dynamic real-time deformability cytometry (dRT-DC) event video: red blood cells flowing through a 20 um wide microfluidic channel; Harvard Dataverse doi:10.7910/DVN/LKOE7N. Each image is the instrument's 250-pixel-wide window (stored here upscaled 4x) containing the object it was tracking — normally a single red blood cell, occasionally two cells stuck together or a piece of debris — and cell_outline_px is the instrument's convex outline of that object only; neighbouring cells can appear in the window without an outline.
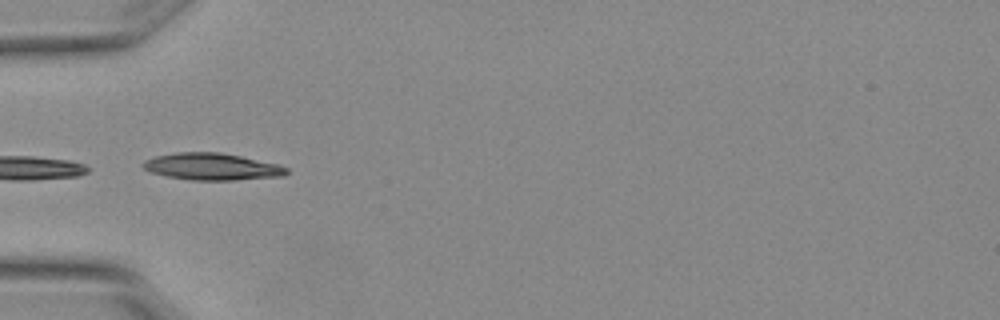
{"species": "Egyptian fruit bat (a non-hibernating species)", "species_latin": "Rousettus aegyptiacus", "temperature_condition": "warm", "stored_images_in_passage": 7, "camera_frame_rate_fps": 3000, "um_per_image_px": 0.085, "animal": {"sex": "female"}, "frame": {"image": 1, "passage_image": 5, "time_ms": 1.333, "image_size_px": [1000, 320], "cell_outline_px": [[288, 172], [284, 176], [236, 180], [192, 180], [168, 176], [152, 172], [144, 168], [140, 164], [144, 160], [156, 156], [176, 152], [220, 152], [240, 156], [276, 164], [288, 168]], "centroid_in_image_um": [18.01, 14.16], "position_along_channel_um": 67.0, "area_um2": 22.37}}
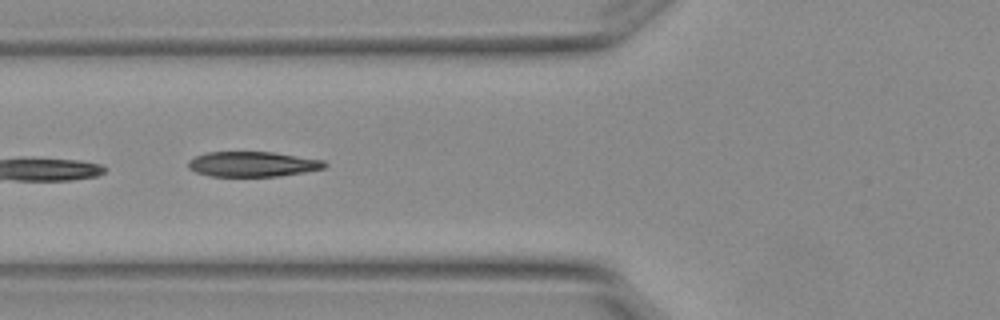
{"frame": {"image": 2, "passage_image": 6, "time_ms": 1.667, "image_size_px": [1000, 320], "cell_outline_px": [[328, 164], [324, 168], [304, 172], [276, 176], [212, 176], [196, 172], [188, 168], [188, 160], [196, 156], [208, 152], [272, 152], [324, 160]], "centroid_in_image_um": [21.47, 13.95], "position_along_channel_um": 104.3, "area_um2": 19.83}}
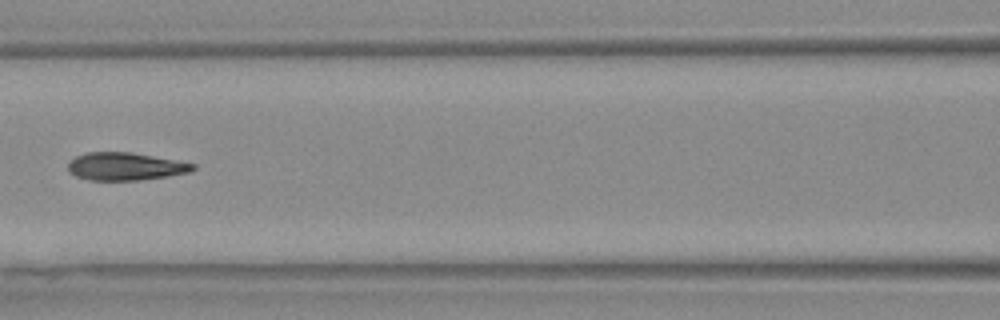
{"frame": {"image": 3, "passage_image": 7, "time_ms": 2.0, "image_size_px": [1000, 320], "cell_outline_px": [[196, 168], [192, 172], [168, 176], [140, 180], [88, 180], [76, 176], [68, 172], [68, 164], [76, 156], [88, 152], [132, 152], [196, 164]], "centroid_in_image_um": [10.67, 14.15], "position_along_channel_um": 155.9, "area_um2": 20.23}}